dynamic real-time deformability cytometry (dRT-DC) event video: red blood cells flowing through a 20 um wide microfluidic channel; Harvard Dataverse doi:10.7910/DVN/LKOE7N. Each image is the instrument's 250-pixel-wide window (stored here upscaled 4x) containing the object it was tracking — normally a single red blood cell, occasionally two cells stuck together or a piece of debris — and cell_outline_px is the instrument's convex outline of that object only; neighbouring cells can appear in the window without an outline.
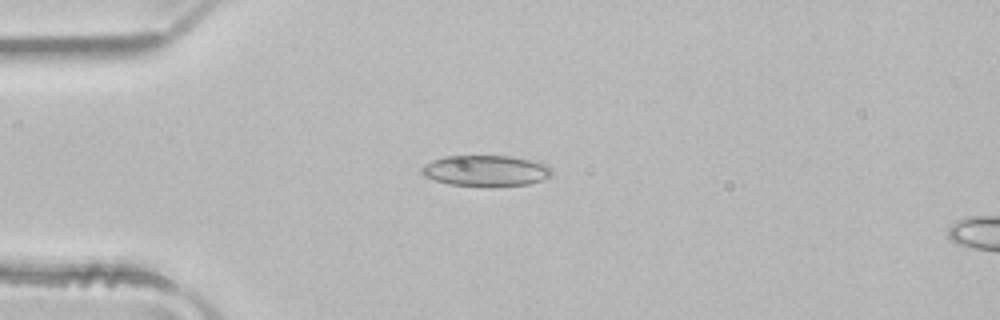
{"species": "common noctule bat (a hibernating species)", "species_latin": "Nyctalus noctula", "temperature_condition": "room temperature", "stored_images_in_passage": 39, "camera_frame_rate_fps": 3000, "um_per_image_px": 0.085, "animal": {"sex": "male", "body_mass_g": 21.5, "forearm_length_mm": 52.0}, "frame": {"image": 1, "passage_image": 2, "time_ms": 0.333, "image_size_px": [1000, 320], "cell_outline_px": [[552, 176], [528, 184], [488, 188], [448, 184], [424, 176], [420, 172], [420, 168], [424, 164], [432, 160], [444, 156], [512, 156], [548, 164], [552, 168]], "centroid_in_image_um": [41.29, 14.53], "position_along_channel_um": 43.7, "area_um2": 24.04}}
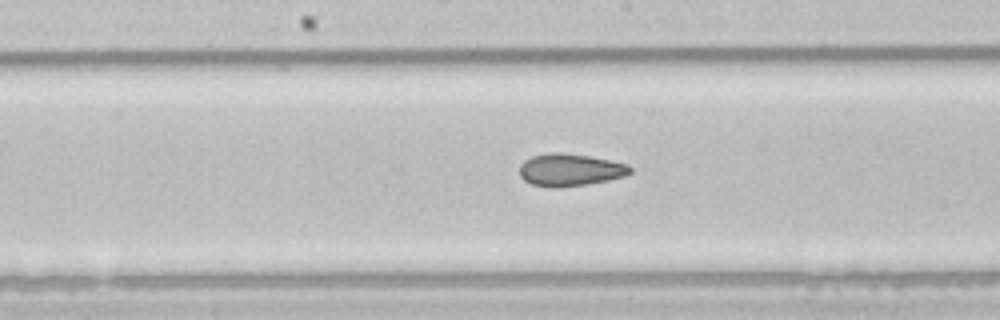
{"frame": {"image": 2, "passage_image": 15, "time_ms": 4.667, "image_size_px": [1000, 320], "cell_outline_px": [[632, 172], [624, 176], [608, 180], [588, 184], [552, 188], [532, 184], [524, 180], [520, 176], [520, 164], [524, 160], [532, 156], [552, 152], [556, 152], [588, 156], [628, 164], [632, 168]], "centroid_in_image_um": [48.44, 14.44], "position_along_channel_um": 199.8, "area_um2": 20.75}}
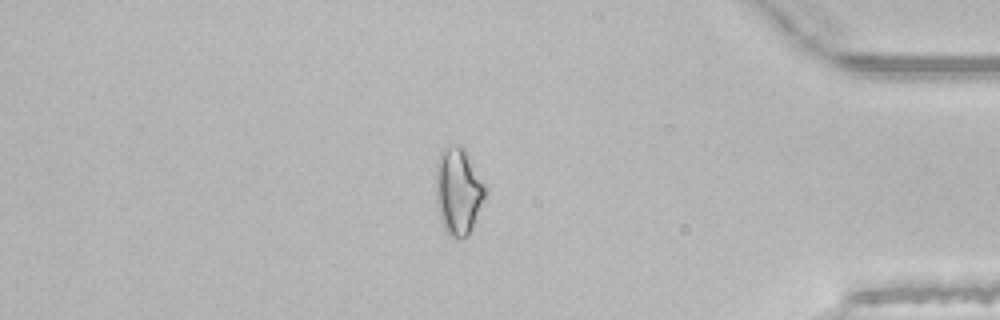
{"frame": {"image": 3, "passage_image": 32, "time_ms": 10.333, "image_size_px": [1000, 320], "cell_outline_px": [[488, 192], [472, 228], [468, 236], [460, 240], [456, 240], [448, 236], [444, 232], [440, 220], [436, 200], [436, 164], [440, 152], [444, 148], [456, 144], [460, 144], [464, 148], [488, 188]], "centroid_in_image_um": [38.96, 16.29], "position_along_channel_um": 396.2, "area_um2": 25.72}, "authors_computed_cell_mechanics": {"area_um2": 21.2704, "velocity_mm_per_s": 4.0542, "shape_relaxation_time_tau1_ms": null, "shape_relaxation_time_tau2_ms": 2.432, "deformation_change_tau1": null, "deformation_change_tau2": 0.0895}}